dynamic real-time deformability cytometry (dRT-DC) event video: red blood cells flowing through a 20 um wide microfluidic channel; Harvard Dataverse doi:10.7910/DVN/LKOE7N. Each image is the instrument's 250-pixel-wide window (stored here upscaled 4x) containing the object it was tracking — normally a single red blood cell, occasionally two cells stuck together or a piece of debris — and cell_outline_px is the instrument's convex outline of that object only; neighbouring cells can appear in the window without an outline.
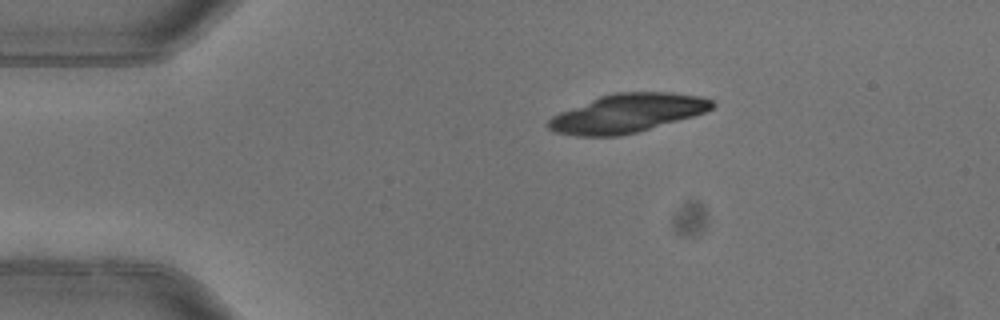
{"species": "common noctule bat (a hibernating species)", "species_latin": "Nyctalus noctula", "temperature_condition": "warm", "stored_images_in_passage": 2, "camera_frame_rate_fps": 3000, "um_per_image_px": 0.085, "animal": {"sex": "female"}, "frame": {"image": 1, "passage_image": 1, "time_ms": 0.0, "image_size_px": [1000, 320], "cell_outline_px": [[716, 104], [712, 108], [704, 112], [692, 116], [636, 132], [620, 136], [576, 136], [552, 132], [544, 124], [552, 116], [560, 112], [600, 96], [616, 92], [672, 92], [700, 96], [712, 100]], "centroid_in_image_um": [53.27, 9.63], "position_along_channel_um": 31.7, "area_um2": 36.7}}